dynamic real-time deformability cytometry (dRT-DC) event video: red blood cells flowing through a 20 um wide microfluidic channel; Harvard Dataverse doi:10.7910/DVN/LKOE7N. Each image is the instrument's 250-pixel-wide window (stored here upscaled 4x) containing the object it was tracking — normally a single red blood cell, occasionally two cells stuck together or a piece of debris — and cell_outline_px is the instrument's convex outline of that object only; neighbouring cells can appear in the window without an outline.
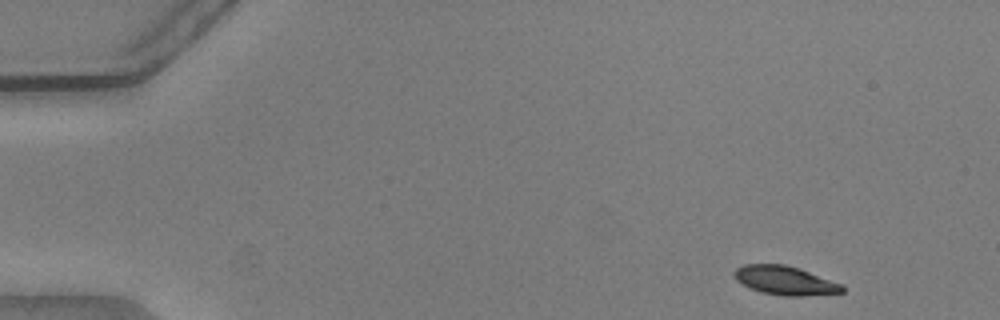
{"species": "common noctule bat (a hibernating species)", "species_latin": "Nyctalus noctula", "temperature_condition": "warm", "stored_images_in_passage": 17, "camera_frame_rate_fps": 3000, "um_per_image_px": 0.085, "animal": {"sex": "male", "body_mass_g": 20.5, "forearm_length_mm": 52.5}, "frame": {"image": 1, "passage_image": 1, "time_ms": 0.0, "image_size_px": [1000, 320], "cell_outline_px": [[844, 292], [804, 296], [784, 296], [760, 292], [748, 288], [736, 280], [732, 276], [732, 272], [736, 268], [744, 264], [784, 264], [800, 268], [844, 284]], "centroid_in_image_um": [66.72, 23.84], "position_along_channel_um": 18.3, "area_um2": 18.55}}
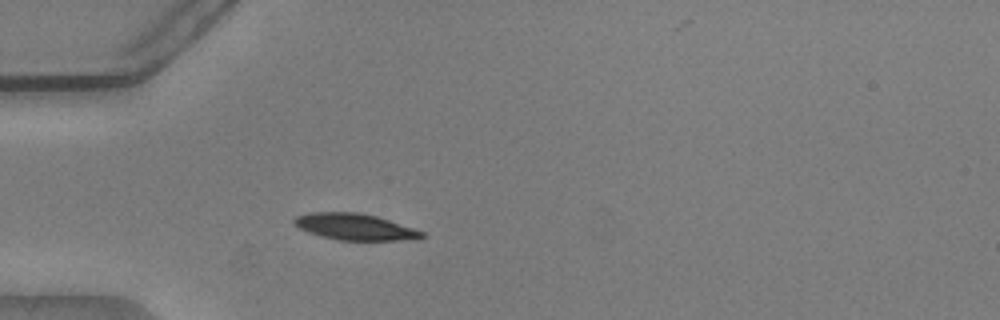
{"frame": {"image": 2, "passage_image": 12, "time_ms": 3.667, "image_size_px": [1000, 320], "cell_outline_px": [[428, 236], [420, 240], [340, 240], [320, 236], [308, 232], [292, 224], [292, 220], [296, 216], [308, 212], [360, 212], [376, 216], [424, 232]], "centroid_in_image_um": [30.17, 19.28], "position_along_channel_um": 54.8, "area_um2": 19.83}}